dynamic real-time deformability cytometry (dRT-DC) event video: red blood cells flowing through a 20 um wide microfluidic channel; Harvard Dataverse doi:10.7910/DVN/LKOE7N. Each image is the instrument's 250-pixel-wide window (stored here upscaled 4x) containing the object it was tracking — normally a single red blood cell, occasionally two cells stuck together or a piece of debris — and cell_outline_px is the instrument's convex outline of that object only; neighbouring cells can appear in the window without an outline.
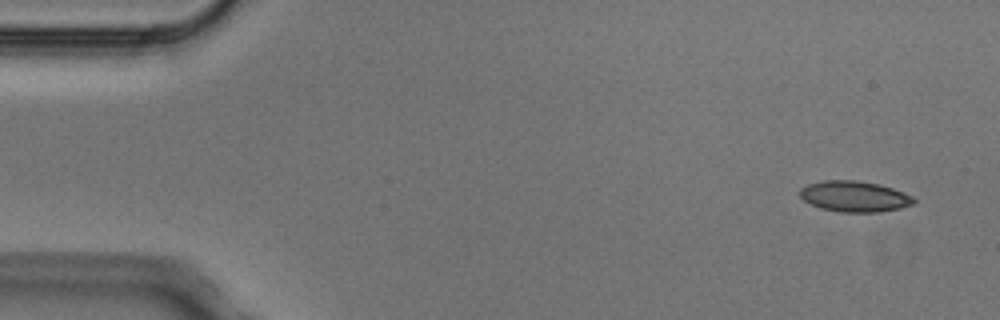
{"species": "Egyptian fruit bat (a non-hibernating species)", "species_latin": "Rousettus aegyptiacus", "temperature_condition": "cold", "stored_images_in_passage": 4, "camera_frame_rate_fps": 3000, "um_per_image_px": 0.085, "animal": {"sex": "male"}, "frame": {"image": 1, "passage_image": 1, "time_ms": 0.0, "image_size_px": [1000, 320], "cell_outline_px": [[916, 204], [900, 208], [880, 212], [844, 212], [820, 208], [804, 200], [800, 196], [800, 188], [808, 184], [824, 180], [856, 180], [880, 184], [904, 192], [912, 196], [916, 200]], "centroid_in_image_um": [72.66, 16.69], "position_along_channel_um": 12.3, "area_um2": 20.52}}
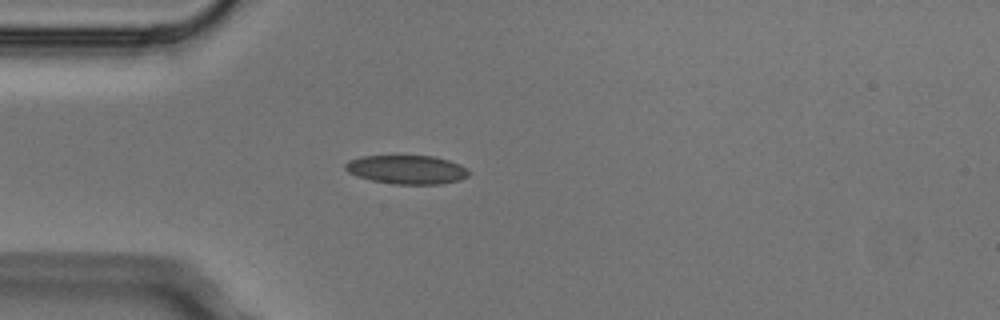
{"frame": {"image": 2, "passage_image": 4, "time_ms": 1.0, "image_size_px": [1000, 320], "cell_outline_px": [[472, 172], [468, 176], [460, 180], [440, 184], [392, 184], [372, 180], [356, 176], [348, 172], [344, 168], [344, 164], [348, 160], [360, 156], [432, 156], [448, 160], [460, 164], [468, 168]], "centroid_in_image_um": [34.59, 14.42], "position_along_channel_um": 50.4, "area_um2": 20.92}}